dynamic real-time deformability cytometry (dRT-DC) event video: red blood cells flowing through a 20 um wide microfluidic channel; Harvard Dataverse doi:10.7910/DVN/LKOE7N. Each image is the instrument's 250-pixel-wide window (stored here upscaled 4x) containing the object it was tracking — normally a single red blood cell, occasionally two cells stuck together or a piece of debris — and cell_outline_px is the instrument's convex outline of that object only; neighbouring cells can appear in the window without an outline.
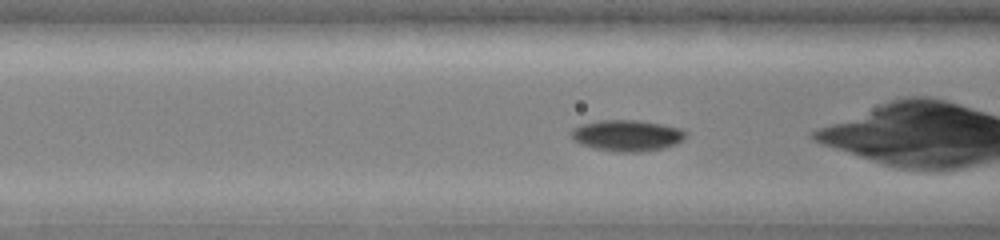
{"species": "common noctule bat (a hibernating species)", "species_latin": "Nyctalus noctula", "temperature_condition": "warm", "stored_images_in_passage": 13, "camera_frame_rate_fps": 3000, "um_per_image_px": 0.085, "animal": {"sex": "female", "body_mass_g": 19.0, "forearm_length_mm": 51.5}, "frame": {"image": 1, "passage_image": 10, "time_ms": 3.0, "image_size_px": [1000, 240], "cell_outline_px": [[688, 132], [684, 140], [676, 144], [664, 148], [640, 152], [616, 152], [592, 148], [580, 144], [572, 140], [572, 128], [580, 124], [600, 120], [640, 120], [680, 128]], "centroid_in_image_um": [53.3, 11.52], "position_along_channel_um": 113.3, "area_um2": 21.1}}